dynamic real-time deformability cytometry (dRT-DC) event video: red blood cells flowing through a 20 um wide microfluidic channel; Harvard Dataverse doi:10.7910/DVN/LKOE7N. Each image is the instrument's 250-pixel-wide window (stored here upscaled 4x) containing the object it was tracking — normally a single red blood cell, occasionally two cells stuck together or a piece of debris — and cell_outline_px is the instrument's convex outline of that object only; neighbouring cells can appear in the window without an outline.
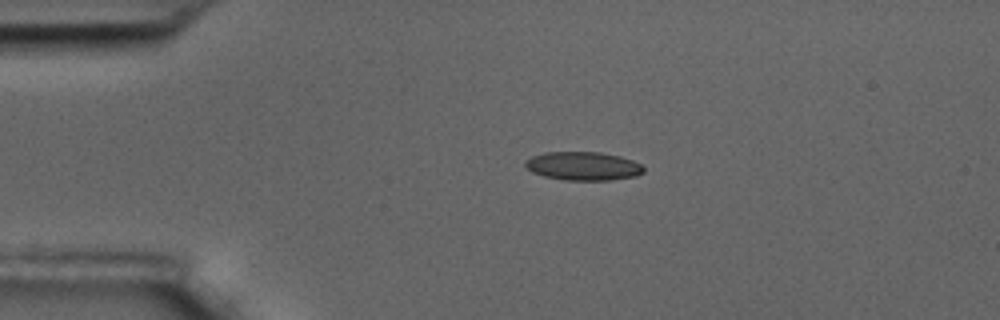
{"species": "common noctule bat (a hibernating species)", "species_latin": "Nyctalus noctula", "temperature_condition": "room temperature", "stored_images_in_passage": 43, "camera_frame_rate_fps": 3000, "um_per_image_px": 0.085, "animal": {"sex": "male", "body_mass_g": 17.5, "forearm_length_mm": 52.3}, "frame": {"image": 1, "passage_image": 1, "time_ms": 0.0, "image_size_px": [1000, 320], "cell_outline_px": [[644, 172], [636, 176], [612, 180], [564, 180], [544, 176], [532, 172], [524, 164], [524, 160], [532, 156], [544, 152], [600, 152], [620, 156], [632, 160], [640, 164], [644, 168]], "centroid_in_image_um": [49.56, 14.11], "position_along_channel_um": 35.4, "area_um2": 19.77}}
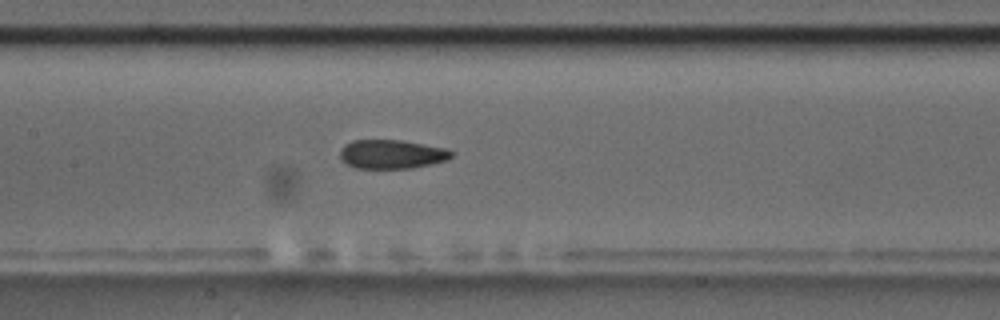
{"frame": {"image": 2, "passage_image": 16, "time_ms": 5.0, "image_size_px": [1000, 320], "cell_outline_px": [[452, 156], [448, 160], [412, 168], [356, 168], [340, 160], [340, 148], [344, 144], [352, 140], [400, 140], [448, 148], [452, 152]], "centroid_in_image_um": [33.28, 13.1], "position_along_channel_um": 174.1, "area_um2": 18.9}}
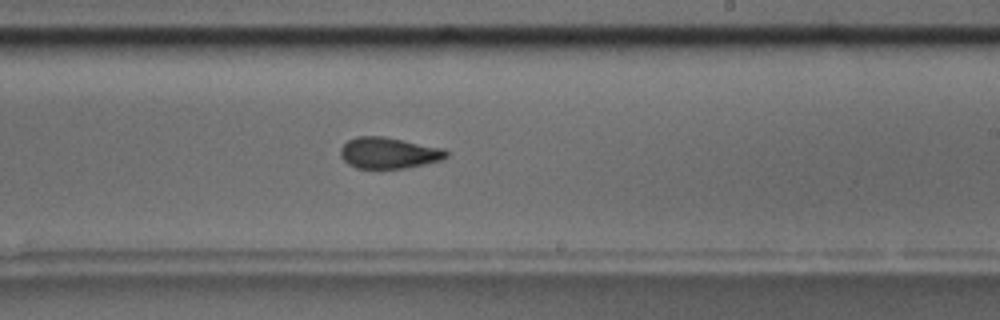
{"frame": {"image": 3, "passage_image": 23, "time_ms": 7.333, "image_size_px": [1000, 320], "cell_outline_px": [[448, 156], [440, 160], [424, 164], [404, 168], [356, 168], [348, 164], [340, 156], [340, 148], [348, 140], [356, 136], [384, 136], [444, 148], [448, 152]], "centroid_in_image_um": [33.03, 12.99], "position_along_channel_um": 256.0, "area_um2": 19.25}, "authors_computed_cell_mechanics": {"area_um2": 18.9584, "velocity_mm_per_s": 3.5224, "shape_relaxation_time_tau1_ms": null, "shape_relaxation_time_tau2_ms": 2.2733, "deformation_change_tau1": null, "deformation_change_tau2": 0.0741}}